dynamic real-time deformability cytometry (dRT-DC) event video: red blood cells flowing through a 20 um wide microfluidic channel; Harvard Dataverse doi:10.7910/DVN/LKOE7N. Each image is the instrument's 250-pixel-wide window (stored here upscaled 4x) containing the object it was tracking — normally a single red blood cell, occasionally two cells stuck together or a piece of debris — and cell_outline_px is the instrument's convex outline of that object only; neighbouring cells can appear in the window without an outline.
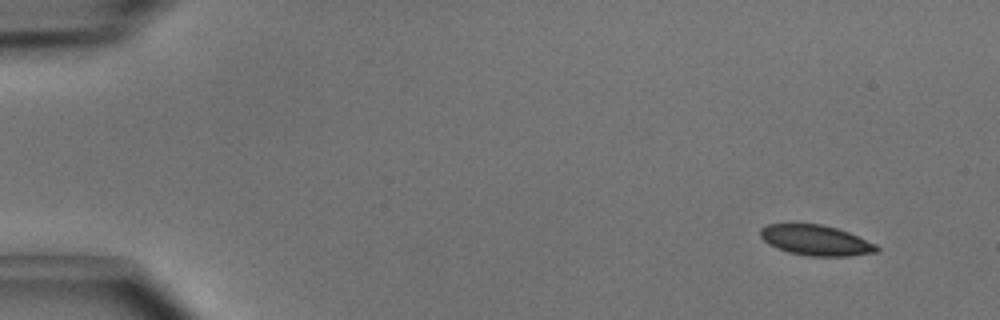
{"species": "common noctule bat (a hibernating species)", "species_latin": "Nyctalus noctula", "temperature_condition": "cold", "stored_images_in_passage": 47, "camera_frame_rate_fps": 3000, "um_per_image_px": 0.085, "animal": {"sex": "male", "body_mass_g": 15.6}, "frame": {"image": 1, "passage_image": 1, "time_ms": 0.0, "image_size_px": [1000, 320], "cell_outline_px": [[880, 248], [876, 252], [852, 256], [808, 256], [788, 252], [776, 248], [768, 244], [760, 236], [760, 228], [768, 224], [820, 224], [836, 228], [848, 232], [876, 244]], "centroid_in_image_um": [69.33, 20.43], "position_along_channel_um": 15.7, "area_um2": 20.58}}
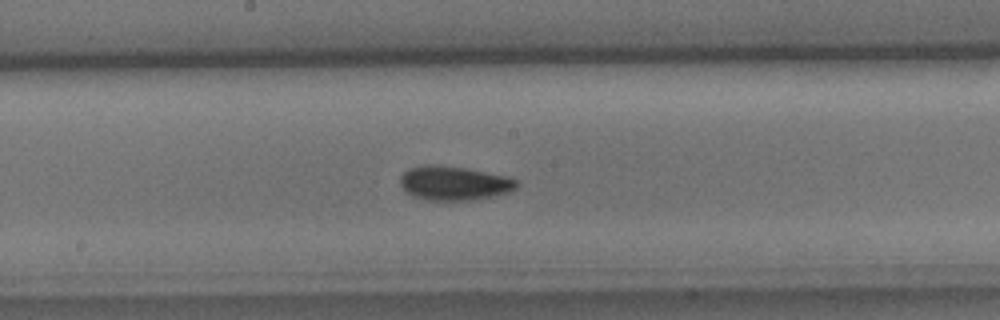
{"frame": {"image": 2, "passage_image": 24, "time_ms": 7.667, "image_size_px": [1000, 320], "cell_outline_px": [[520, 184], [516, 188], [508, 192], [496, 196], [472, 200], [444, 204], [424, 200], [412, 196], [400, 184], [400, 176], [408, 168], [424, 164], [432, 164], [464, 168], [504, 176], [516, 180]], "centroid_in_image_um": [38.55, 15.62], "position_along_channel_um": 209.6, "area_um2": 23.81}}
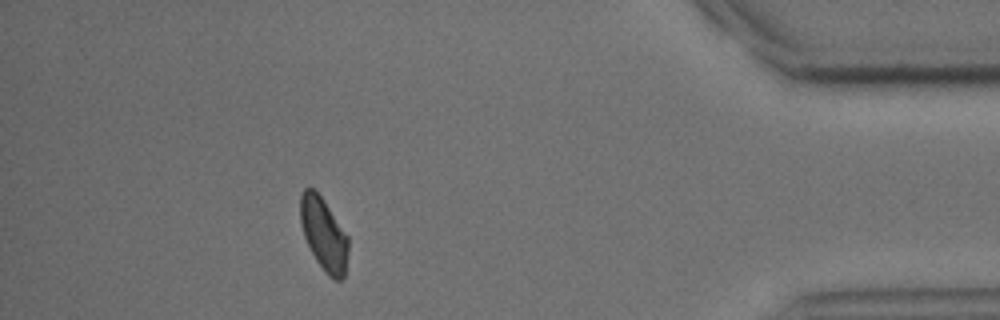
{"frame": {"image": 3, "passage_image": 42, "time_ms": 13.667, "image_size_px": [1000, 320], "cell_outline_px": [[348, 252], [344, 276], [340, 280], [336, 280], [328, 276], [324, 272], [316, 260], [304, 236], [300, 224], [300, 196], [304, 188], [312, 188], [324, 200], [348, 236]], "centroid_in_image_um": [27.51, 19.91], "position_along_channel_um": 407.7, "area_um2": 20.23}, "authors_computed_cell_mechanics": {"area_um2": 21.4438, "velocity_mm_per_s": 4.0455, "shape_relaxation_time_tau1_ms": 2.5195, "shape_relaxation_time_tau2_ms": null, "deformation_change_tau1": 0.0697, "deformation_change_tau2": null}}